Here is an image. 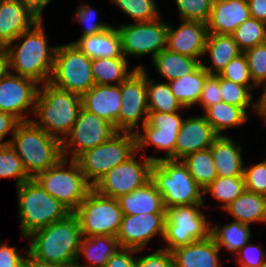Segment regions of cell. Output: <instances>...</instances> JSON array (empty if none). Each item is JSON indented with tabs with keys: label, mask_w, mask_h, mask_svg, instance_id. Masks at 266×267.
I'll use <instances>...</instances> for the list:
<instances>
[{
	"label": "cell",
	"mask_w": 266,
	"mask_h": 267,
	"mask_svg": "<svg viewBox=\"0 0 266 267\" xmlns=\"http://www.w3.org/2000/svg\"><path fill=\"white\" fill-rule=\"evenodd\" d=\"M43 22L40 20L20 34L4 51L9 72L32 79L39 85L50 81L57 49V45H48Z\"/></svg>",
	"instance_id": "cell-1"
},
{
	"label": "cell",
	"mask_w": 266,
	"mask_h": 267,
	"mask_svg": "<svg viewBox=\"0 0 266 267\" xmlns=\"http://www.w3.org/2000/svg\"><path fill=\"white\" fill-rule=\"evenodd\" d=\"M82 237L78 219L70 213L27 236V251L38 260L69 267L76 263Z\"/></svg>",
	"instance_id": "cell-2"
},
{
	"label": "cell",
	"mask_w": 266,
	"mask_h": 267,
	"mask_svg": "<svg viewBox=\"0 0 266 267\" xmlns=\"http://www.w3.org/2000/svg\"><path fill=\"white\" fill-rule=\"evenodd\" d=\"M81 108V95L47 82L38 87L31 121L62 142L71 131Z\"/></svg>",
	"instance_id": "cell-3"
},
{
	"label": "cell",
	"mask_w": 266,
	"mask_h": 267,
	"mask_svg": "<svg viewBox=\"0 0 266 267\" xmlns=\"http://www.w3.org/2000/svg\"><path fill=\"white\" fill-rule=\"evenodd\" d=\"M10 145L31 178L51 168L63 157L61 141L31 120L17 125Z\"/></svg>",
	"instance_id": "cell-4"
},
{
	"label": "cell",
	"mask_w": 266,
	"mask_h": 267,
	"mask_svg": "<svg viewBox=\"0 0 266 267\" xmlns=\"http://www.w3.org/2000/svg\"><path fill=\"white\" fill-rule=\"evenodd\" d=\"M16 188L22 240L31 233L64 219L71 213L48 194L34 178Z\"/></svg>",
	"instance_id": "cell-5"
},
{
	"label": "cell",
	"mask_w": 266,
	"mask_h": 267,
	"mask_svg": "<svg viewBox=\"0 0 266 267\" xmlns=\"http://www.w3.org/2000/svg\"><path fill=\"white\" fill-rule=\"evenodd\" d=\"M151 181L162 195L165 209L177 205L204 204V189L182 160L163 159L151 167Z\"/></svg>",
	"instance_id": "cell-6"
},
{
	"label": "cell",
	"mask_w": 266,
	"mask_h": 267,
	"mask_svg": "<svg viewBox=\"0 0 266 267\" xmlns=\"http://www.w3.org/2000/svg\"><path fill=\"white\" fill-rule=\"evenodd\" d=\"M34 179L71 213L93 188L85 179L77 161L64 157L51 168L37 174Z\"/></svg>",
	"instance_id": "cell-7"
},
{
	"label": "cell",
	"mask_w": 266,
	"mask_h": 267,
	"mask_svg": "<svg viewBox=\"0 0 266 267\" xmlns=\"http://www.w3.org/2000/svg\"><path fill=\"white\" fill-rule=\"evenodd\" d=\"M136 151V134L118 131L107 142L84 151L75 160L85 179L94 186L103 175L125 162Z\"/></svg>",
	"instance_id": "cell-8"
},
{
	"label": "cell",
	"mask_w": 266,
	"mask_h": 267,
	"mask_svg": "<svg viewBox=\"0 0 266 267\" xmlns=\"http://www.w3.org/2000/svg\"><path fill=\"white\" fill-rule=\"evenodd\" d=\"M205 204L177 205L166 208L164 245L170 252L210 236L211 223L201 207Z\"/></svg>",
	"instance_id": "cell-9"
},
{
	"label": "cell",
	"mask_w": 266,
	"mask_h": 267,
	"mask_svg": "<svg viewBox=\"0 0 266 267\" xmlns=\"http://www.w3.org/2000/svg\"><path fill=\"white\" fill-rule=\"evenodd\" d=\"M91 65L92 59L75 44L68 42L57 45L49 83L61 90L82 96L95 85Z\"/></svg>",
	"instance_id": "cell-10"
},
{
	"label": "cell",
	"mask_w": 266,
	"mask_h": 267,
	"mask_svg": "<svg viewBox=\"0 0 266 267\" xmlns=\"http://www.w3.org/2000/svg\"><path fill=\"white\" fill-rule=\"evenodd\" d=\"M78 219L83 236L117 235L123 211L116 198L103 196L91 189L72 212Z\"/></svg>",
	"instance_id": "cell-11"
},
{
	"label": "cell",
	"mask_w": 266,
	"mask_h": 267,
	"mask_svg": "<svg viewBox=\"0 0 266 267\" xmlns=\"http://www.w3.org/2000/svg\"><path fill=\"white\" fill-rule=\"evenodd\" d=\"M137 154L136 151L125 162L109 170L97 181L93 189L103 196L117 199L121 195L143 187L151 180V167L154 162L146 155L142 158L141 154L138 158Z\"/></svg>",
	"instance_id": "cell-12"
},
{
	"label": "cell",
	"mask_w": 266,
	"mask_h": 267,
	"mask_svg": "<svg viewBox=\"0 0 266 267\" xmlns=\"http://www.w3.org/2000/svg\"><path fill=\"white\" fill-rule=\"evenodd\" d=\"M117 132L112 123L82 107L71 131L61 142L62 156L76 159L84 151L107 142Z\"/></svg>",
	"instance_id": "cell-13"
},
{
	"label": "cell",
	"mask_w": 266,
	"mask_h": 267,
	"mask_svg": "<svg viewBox=\"0 0 266 267\" xmlns=\"http://www.w3.org/2000/svg\"><path fill=\"white\" fill-rule=\"evenodd\" d=\"M135 22L116 26L122 45L123 56L141 57L150 54L151 60L166 49L168 23L161 20Z\"/></svg>",
	"instance_id": "cell-14"
},
{
	"label": "cell",
	"mask_w": 266,
	"mask_h": 267,
	"mask_svg": "<svg viewBox=\"0 0 266 267\" xmlns=\"http://www.w3.org/2000/svg\"><path fill=\"white\" fill-rule=\"evenodd\" d=\"M147 69H136L120 83L121 107L117 118V130L135 133V127L143 126L148 119ZM145 115V116H144ZM142 120V124L139 122Z\"/></svg>",
	"instance_id": "cell-15"
},
{
	"label": "cell",
	"mask_w": 266,
	"mask_h": 267,
	"mask_svg": "<svg viewBox=\"0 0 266 267\" xmlns=\"http://www.w3.org/2000/svg\"><path fill=\"white\" fill-rule=\"evenodd\" d=\"M38 87L34 80L6 70L0 78V111L16 117L20 122L30 121Z\"/></svg>",
	"instance_id": "cell-16"
},
{
	"label": "cell",
	"mask_w": 266,
	"mask_h": 267,
	"mask_svg": "<svg viewBox=\"0 0 266 267\" xmlns=\"http://www.w3.org/2000/svg\"><path fill=\"white\" fill-rule=\"evenodd\" d=\"M166 213H147L123 215L116 235L121 248L144 250L154 236H161L165 231Z\"/></svg>",
	"instance_id": "cell-17"
},
{
	"label": "cell",
	"mask_w": 266,
	"mask_h": 267,
	"mask_svg": "<svg viewBox=\"0 0 266 267\" xmlns=\"http://www.w3.org/2000/svg\"><path fill=\"white\" fill-rule=\"evenodd\" d=\"M207 35V24L200 21L181 20L177 28L168 24L166 48L202 62Z\"/></svg>",
	"instance_id": "cell-18"
},
{
	"label": "cell",
	"mask_w": 266,
	"mask_h": 267,
	"mask_svg": "<svg viewBox=\"0 0 266 267\" xmlns=\"http://www.w3.org/2000/svg\"><path fill=\"white\" fill-rule=\"evenodd\" d=\"M217 137L204 115L184 118L175 144V160L210 148Z\"/></svg>",
	"instance_id": "cell-19"
},
{
	"label": "cell",
	"mask_w": 266,
	"mask_h": 267,
	"mask_svg": "<svg viewBox=\"0 0 266 267\" xmlns=\"http://www.w3.org/2000/svg\"><path fill=\"white\" fill-rule=\"evenodd\" d=\"M40 19L17 0H0V43L6 47Z\"/></svg>",
	"instance_id": "cell-20"
},
{
	"label": "cell",
	"mask_w": 266,
	"mask_h": 267,
	"mask_svg": "<svg viewBox=\"0 0 266 267\" xmlns=\"http://www.w3.org/2000/svg\"><path fill=\"white\" fill-rule=\"evenodd\" d=\"M250 17L247 0L212 2L207 23L208 33L232 35L235 29Z\"/></svg>",
	"instance_id": "cell-21"
},
{
	"label": "cell",
	"mask_w": 266,
	"mask_h": 267,
	"mask_svg": "<svg viewBox=\"0 0 266 267\" xmlns=\"http://www.w3.org/2000/svg\"><path fill=\"white\" fill-rule=\"evenodd\" d=\"M81 97L84 109L112 123L117 129V118L122 102L120 84H95Z\"/></svg>",
	"instance_id": "cell-22"
},
{
	"label": "cell",
	"mask_w": 266,
	"mask_h": 267,
	"mask_svg": "<svg viewBox=\"0 0 266 267\" xmlns=\"http://www.w3.org/2000/svg\"><path fill=\"white\" fill-rule=\"evenodd\" d=\"M220 252L211 235L171 251L174 267H222Z\"/></svg>",
	"instance_id": "cell-23"
},
{
	"label": "cell",
	"mask_w": 266,
	"mask_h": 267,
	"mask_svg": "<svg viewBox=\"0 0 266 267\" xmlns=\"http://www.w3.org/2000/svg\"><path fill=\"white\" fill-rule=\"evenodd\" d=\"M229 135L218 136L210 147L218 176L243 177L242 147Z\"/></svg>",
	"instance_id": "cell-24"
},
{
	"label": "cell",
	"mask_w": 266,
	"mask_h": 267,
	"mask_svg": "<svg viewBox=\"0 0 266 267\" xmlns=\"http://www.w3.org/2000/svg\"><path fill=\"white\" fill-rule=\"evenodd\" d=\"M123 215L166 213L162 195L150 180L143 187L117 198Z\"/></svg>",
	"instance_id": "cell-25"
},
{
	"label": "cell",
	"mask_w": 266,
	"mask_h": 267,
	"mask_svg": "<svg viewBox=\"0 0 266 267\" xmlns=\"http://www.w3.org/2000/svg\"><path fill=\"white\" fill-rule=\"evenodd\" d=\"M70 43L91 59L124 57L119 32L112 24L100 33L80 37Z\"/></svg>",
	"instance_id": "cell-26"
},
{
	"label": "cell",
	"mask_w": 266,
	"mask_h": 267,
	"mask_svg": "<svg viewBox=\"0 0 266 267\" xmlns=\"http://www.w3.org/2000/svg\"><path fill=\"white\" fill-rule=\"evenodd\" d=\"M242 51L232 35L208 33L203 57L209 54L211 66L201 62L204 70L210 75H218L221 70Z\"/></svg>",
	"instance_id": "cell-27"
},
{
	"label": "cell",
	"mask_w": 266,
	"mask_h": 267,
	"mask_svg": "<svg viewBox=\"0 0 266 267\" xmlns=\"http://www.w3.org/2000/svg\"><path fill=\"white\" fill-rule=\"evenodd\" d=\"M140 128L135 129L137 152L146 155L152 162L160 160L172 159L175 160V144L179 131H167L149 127L146 123ZM141 130V131H140ZM148 146H154L160 151L163 150L164 157L147 156L143 152L147 150Z\"/></svg>",
	"instance_id": "cell-28"
},
{
	"label": "cell",
	"mask_w": 266,
	"mask_h": 267,
	"mask_svg": "<svg viewBox=\"0 0 266 267\" xmlns=\"http://www.w3.org/2000/svg\"><path fill=\"white\" fill-rule=\"evenodd\" d=\"M223 211L233 217L234 221L251 225L266 223V196L245 190Z\"/></svg>",
	"instance_id": "cell-29"
},
{
	"label": "cell",
	"mask_w": 266,
	"mask_h": 267,
	"mask_svg": "<svg viewBox=\"0 0 266 267\" xmlns=\"http://www.w3.org/2000/svg\"><path fill=\"white\" fill-rule=\"evenodd\" d=\"M121 248L115 236L99 235L81 239L76 264L81 267H104L110 257ZM84 255V256H83ZM84 257L88 262L82 265L79 261ZM81 264V265H80Z\"/></svg>",
	"instance_id": "cell-30"
},
{
	"label": "cell",
	"mask_w": 266,
	"mask_h": 267,
	"mask_svg": "<svg viewBox=\"0 0 266 267\" xmlns=\"http://www.w3.org/2000/svg\"><path fill=\"white\" fill-rule=\"evenodd\" d=\"M157 73L162 76L164 82H171L182 76L194 72L201 61L186 55H182L167 48L157 54L152 60Z\"/></svg>",
	"instance_id": "cell-31"
},
{
	"label": "cell",
	"mask_w": 266,
	"mask_h": 267,
	"mask_svg": "<svg viewBox=\"0 0 266 267\" xmlns=\"http://www.w3.org/2000/svg\"><path fill=\"white\" fill-rule=\"evenodd\" d=\"M129 65V60L125 57L92 59L91 69L95 84L119 85L135 72L136 69L145 68L143 64H139L131 70H128Z\"/></svg>",
	"instance_id": "cell-32"
},
{
	"label": "cell",
	"mask_w": 266,
	"mask_h": 267,
	"mask_svg": "<svg viewBox=\"0 0 266 267\" xmlns=\"http://www.w3.org/2000/svg\"><path fill=\"white\" fill-rule=\"evenodd\" d=\"M209 75L200 65L194 72L169 82L173 95L183 108L189 110L198 104L205 79Z\"/></svg>",
	"instance_id": "cell-33"
},
{
	"label": "cell",
	"mask_w": 266,
	"mask_h": 267,
	"mask_svg": "<svg viewBox=\"0 0 266 267\" xmlns=\"http://www.w3.org/2000/svg\"><path fill=\"white\" fill-rule=\"evenodd\" d=\"M204 116L218 136H227V129L243 126L248 121V113L241 107L219 102L208 107Z\"/></svg>",
	"instance_id": "cell-34"
},
{
	"label": "cell",
	"mask_w": 266,
	"mask_h": 267,
	"mask_svg": "<svg viewBox=\"0 0 266 267\" xmlns=\"http://www.w3.org/2000/svg\"><path fill=\"white\" fill-rule=\"evenodd\" d=\"M210 235L220 249L225 248L233 256L252 238L250 225L234 220L224 226L211 224Z\"/></svg>",
	"instance_id": "cell-35"
},
{
	"label": "cell",
	"mask_w": 266,
	"mask_h": 267,
	"mask_svg": "<svg viewBox=\"0 0 266 267\" xmlns=\"http://www.w3.org/2000/svg\"><path fill=\"white\" fill-rule=\"evenodd\" d=\"M156 79H150L147 73V105L148 111L159 113L178 112L186 108L179 103L173 95L169 82L155 83Z\"/></svg>",
	"instance_id": "cell-36"
},
{
	"label": "cell",
	"mask_w": 266,
	"mask_h": 267,
	"mask_svg": "<svg viewBox=\"0 0 266 267\" xmlns=\"http://www.w3.org/2000/svg\"><path fill=\"white\" fill-rule=\"evenodd\" d=\"M182 162L186 165L195 182L203 189L218 176L210 148L193 152L183 158Z\"/></svg>",
	"instance_id": "cell-37"
},
{
	"label": "cell",
	"mask_w": 266,
	"mask_h": 267,
	"mask_svg": "<svg viewBox=\"0 0 266 267\" xmlns=\"http://www.w3.org/2000/svg\"><path fill=\"white\" fill-rule=\"evenodd\" d=\"M245 190L244 177L217 176L215 180L204 189V194L208 193L214 200L219 201L221 204L219 208L224 210Z\"/></svg>",
	"instance_id": "cell-38"
},
{
	"label": "cell",
	"mask_w": 266,
	"mask_h": 267,
	"mask_svg": "<svg viewBox=\"0 0 266 267\" xmlns=\"http://www.w3.org/2000/svg\"><path fill=\"white\" fill-rule=\"evenodd\" d=\"M220 91L222 102L241 107L247 113L254 110V113L259 115L260 98L253 99V93L246 86L220 77Z\"/></svg>",
	"instance_id": "cell-39"
},
{
	"label": "cell",
	"mask_w": 266,
	"mask_h": 267,
	"mask_svg": "<svg viewBox=\"0 0 266 267\" xmlns=\"http://www.w3.org/2000/svg\"><path fill=\"white\" fill-rule=\"evenodd\" d=\"M232 36L239 49L244 52L266 43V23L250 17L235 29Z\"/></svg>",
	"instance_id": "cell-40"
},
{
	"label": "cell",
	"mask_w": 266,
	"mask_h": 267,
	"mask_svg": "<svg viewBox=\"0 0 266 267\" xmlns=\"http://www.w3.org/2000/svg\"><path fill=\"white\" fill-rule=\"evenodd\" d=\"M0 178H14L16 187L31 179L10 144L0 145Z\"/></svg>",
	"instance_id": "cell-41"
},
{
	"label": "cell",
	"mask_w": 266,
	"mask_h": 267,
	"mask_svg": "<svg viewBox=\"0 0 266 267\" xmlns=\"http://www.w3.org/2000/svg\"><path fill=\"white\" fill-rule=\"evenodd\" d=\"M133 22H148L161 17L156 0H110Z\"/></svg>",
	"instance_id": "cell-42"
},
{
	"label": "cell",
	"mask_w": 266,
	"mask_h": 267,
	"mask_svg": "<svg viewBox=\"0 0 266 267\" xmlns=\"http://www.w3.org/2000/svg\"><path fill=\"white\" fill-rule=\"evenodd\" d=\"M219 77L233 81L236 84L246 86L251 92L257 86L253 83L248 68V62L245 54L242 52L240 55L232 59L218 74Z\"/></svg>",
	"instance_id": "cell-43"
},
{
	"label": "cell",
	"mask_w": 266,
	"mask_h": 267,
	"mask_svg": "<svg viewBox=\"0 0 266 267\" xmlns=\"http://www.w3.org/2000/svg\"><path fill=\"white\" fill-rule=\"evenodd\" d=\"M174 2L179 11L180 20L208 23L212 0H174Z\"/></svg>",
	"instance_id": "cell-44"
},
{
	"label": "cell",
	"mask_w": 266,
	"mask_h": 267,
	"mask_svg": "<svg viewBox=\"0 0 266 267\" xmlns=\"http://www.w3.org/2000/svg\"><path fill=\"white\" fill-rule=\"evenodd\" d=\"M253 83L258 87L266 84V43L256 45L243 52Z\"/></svg>",
	"instance_id": "cell-45"
},
{
	"label": "cell",
	"mask_w": 266,
	"mask_h": 267,
	"mask_svg": "<svg viewBox=\"0 0 266 267\" xmlns=\"http://www.w3.org/2000/svg\"><path fill=\"white\" fill-rule=\"evenodd\" d=\"M95 10L91 5L87 3L79 4L78 9L73 17V20L78 21V23L83 24V31L81 32L80 37L90 36L102 32L105 29H108L111 25L104 22H95L97 19ZM96 18V19H95Z\"/></svg>",
	"instance_id": "cell-46"
},
{
	"label": "cell",
	"mask_w": 266,
	"mask_h": 267,
	"mask_svg": "<svg viewBox=\"0 0 266 267\" xmlns=\"http://www.w3.org/2000/svg\"><path fill=\"white\" fill-rule=\"evenodd\" d=\"M243 177L247 191L266 196V160L244 166Z\"/></svg>",
	"instance_id": "cell-47"
},
{
	"label": "cell",
	"mask_w": 266,
	"mask_h": 267,
	"mask_svg": "<svg viewBox=\"0 0 266 267\" xmlns=\"http://www.w3.org/2000/svg\"><path fill=\"white\" fill-rule=\"evenodd\" d=\"M248 243L234 254L233 261L240 267H266V253L259 245Z\"/></svg>",
	"instance_id": "cell-48"
},
{
	"label": "cell",
	"mask_w": 266,
	"mask_h": 267,
	"mask_svg": "<svg viewBox=\"0 0 266 267\" xmlns=\"http://www.w3.org/2000/svg\"><path fill=\"white\" fill-rule=\"evenodd\" d=\"M178 112L172 113H159L156 111H149L146 124L151 128L167 130V131H179L184 118L183 114Z\"/></svg>",
	"instance_id": "cell-49"
},
{
	"label": "cell",
	"mask_w": 266,
	"mask_h": 267,
	"mask_svg": "<svg viewBox=\"0 0 266 267\" xmlns=\"http://www.w3.org/2000/svg\"><path fill=\"white\" fill-rule=\"evenodd\" d=\"M222 102L220 91V77L218 75H209L204 82L201 97L198 105L203 107L204 111L216 103Z\"/></svg>",
	"instance_id": "cell-50"
},
{
	"label": "cell",
	"mask_w": 266,
	"mask_h": 267,
	"mask_svg": "<svg viewBox=\"0 0 266 267\" xmlns=\"http://www.w3.org/2000/svg\"><path fill=\"white\" fill-rule=\"evenodd\" d=\"M136 267H174V259L169 250L158 247L148 255L137 256Z\"/></svg>",
	"instance_id": "cell-51"
},
{
	"label": "cell",
	"mask_w": 266,
	"mask_h": 267,
	"mask_svg": "<svg viewBox=\"0 0 266 267\" xmlns=\"http://www.w3.org/2000/svg\"><path fill=\"white\" fill-rule=\"evenodd\" d=\"M143 250L119 248L107 261L104 267H136L135 253Z\"/></svg>",
	"instance_id": "cell-52"
},
{
	"label": "cell",
	"mask_w": 266,
	"mask_h": 267,
	"mask_svg": "<svg viewBox=\"0 0 266 267\" xmlns=\"http://www.w3.org/2000/svg\"><path fill=\"white\" fill-rule=\"evenodd\" d=\"M24 259L15 246L0 242V267H23Z\"/></svg>",
	"instance_id": "cell-53"
},
{
	"label": "cell",
	"mask_w": 266,
	"mask_h": 267,
	"mask_svg": "<svg viewBox=\"0 0 266 267\" xmlns=\"http://www.w3.org/2000/svg\"><path fill=\"white\" fill-rule=\"evenodd\" d=\"M19 123L20 121L16 117L0 111V145L10 144L11 139L3 140L9 133L13 136Z\"/></svg>",
	"instance_id": "cell-54"
},
{
	"label": "cell",
	"mask_w": 266,
	"mask_h": 267,
	"mask_svg": "<svg viewBox=\"0 0 266 267\" xmlns=\"http://www.w3.org/2000/svg\"><path fill=\"white\" fill-rule=\"evenodd\" d=\"M27 9H29L36 17L43 20L44 8L52 2V0H17Z\"/></svg>",
	"instance_id": "cell-55"
},
{
	"label": "cell",
	"mask_w": 266,
	"mask_h": 267,
	"mask_svg": "<svg viewBox=\"0 0 266 267\" xmlns=\"http://www.w3.org/2000/svg\"><path fill=\"white\" fill-rule=\"evenodd\" d=\"M250 16L266 23V0H247Z\"/></svg>",
	"instance_id": "cell-56"
},
{
	"label": "cell",
	"mask_w": 266,
	"mask_h": 267,
	"mask_svg": "<svg viewBox=\"0 0 266 267\" xmlns=\"http://www.w3.org/2000/svg\"><path fill=\"white\" fill-rule=\"evenodd\" d=\"M25 259H24V264L23 267H64L59 264H54V263H48L44 262L41 260H38L34 257H32L28 251L25 253Z\"/></svg>",
	"instance_id": "cell-57"
},
{
	"label": "cell",
	"mask_w": 266,
	"mask_h": 267,
	"mask_svg": "<svg viewBox=\"0 0 266 267\" xmlns=\"http://www.w3.org/2000/svg\"><path fill=\"white\" fill-rule=\"evenodd\" d=\"M259 100V117H266V90H263Z\"/></svg>",
	"instance_id": "cell-58"
},
{
	"label": "cell",
	"mask_w": 266,
	"mask_h": 267,
	"mask_svg": "<svg viewBox=\"0 0 266 267\" xmlns=\"http://www.w3.org/2000/svg\"><path fill=\"white\" fill-rule=\"evenodd\" d=\"M7 70V61L5 54L0 58V78Z\"/></svg>",
	"instance_id": "cell-59"
},
{
	"label": "cell",
	"mask_w": 266,
	"mask_h": 267,
	"mask_svg": "<svg viewBox=\"0 0 266 267\" xmlns=\"http://www.w3.org/2000/svg\"><path fill=\"white\" fill-rule=\"evenodd\" d=\"M5 47L0 43V58L4 55Z\"/></svg>",
	"instance_id": "cell-60"
},
{
	"label": "cell",
	"mask_w": 266,
	"mask_h": 267,
	"mask_svg": "<svg viewBox=\"0 0 266 267\" xmlns=\"http://www.w3.org/2000/svg\"><path fill=\"white\" fill-rule=\"evenodd\" d=\"M69 267H81V266H79L78 264H73V265H70Z\"/></svg>",
	"instance_id": "cell-61"
},
{
	"label": "cell",
	"mask_w": 266,
	"mask_h": 267,
	"mask_svg": "<svg viewBox=\"0 0 266 267\" xmlns=\"http://www.w3.org/2000/svg\"><path fill=\"white\" fill-rule=\"evenodd\" d=\"M261 119L263 120L264 124L266 125V117H261Z\"/></svg>",
	"instance_id": "cell-62"
},
{
	"label": "cell",
	"mask_w": 266,
	"mask_h": 267,
	"mask_svg": "<svg viewBox=\"0 0 266 267\" xmlns=\"http://www.w3.org/2000/svg\"><path fill=\"white\" fill-rule=\"evenodd\" d=\"M225 1V0H212V2Z\"/></svg>",
	"instance_id": "cell-63"
},
{
	"label": "cell",
	"mask_w": 266,
	"mask_h": 267,
	"mask_svg": "<svg viewBox=\"0 0 266 267\" xmlns=\"http://www.w3.org/2000/svg\"><path fill=\"white\" fill-rule=\"evenodd\" d=\"M262 90H266V84L263 86V88H261Z\"/></svg>",
	"instance_id": "cell-64"
}]
</instances>
